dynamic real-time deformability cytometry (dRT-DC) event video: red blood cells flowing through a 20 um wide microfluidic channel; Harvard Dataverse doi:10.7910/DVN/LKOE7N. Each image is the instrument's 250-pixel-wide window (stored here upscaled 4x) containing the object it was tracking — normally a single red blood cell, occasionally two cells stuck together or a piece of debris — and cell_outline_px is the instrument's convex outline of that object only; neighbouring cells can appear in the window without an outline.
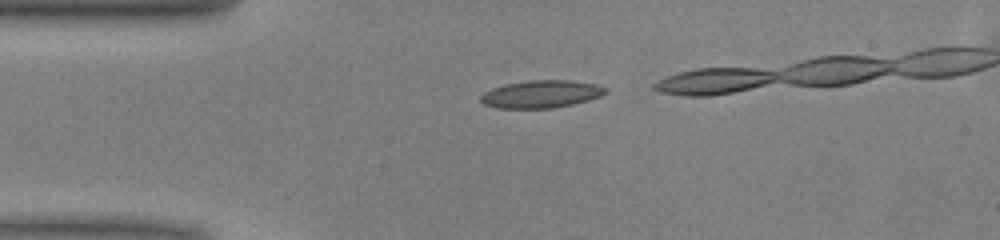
{"species": "common noctule bat (a hibernating species)", "species_latin": "Nyctalus noctula", "temperature_condition": "warm", "stored_images_in_passage": 9, "segment_of_instrument_passage": [1, 2], "camera_frame_rate_fps": 3000, "um_per_image_px": 0.085, "animal": {"sex": "male", "body_mass_g": 13.0, "forearm_length_mm": 53.1}, "frame": {"image": 1, "passage_image": 3, "time_ms": 0.667, "image_size_px": [1000, 240], "cell_outline_px": [[608, 92], [600, 96], [588, 100], [572, 104], [552, 108], [496, 108], [484, 104], [480, 100], [480, 96], [484, 92], [492, 88], [508, 84], [528, 80], [572, 80], [596, 84], [608, 88]], "centroid_in_image_um": [46.02, 7.99], "position_along_channel_um": 39.0, "area_um2": 20.06}}
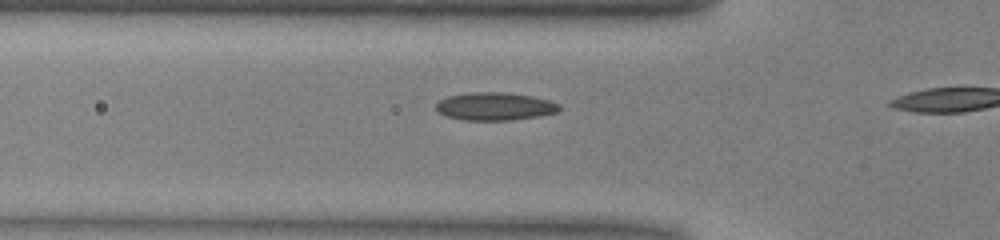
{"frame": {"image": 2, "passage_image": 8, "time_ms": 2.333, "image_size_px": [1000, 240], "cell_outline_px": [[560, 112], [540, 116], [512, 120], [464, 120], [448, 116], [440, 112], [436, 108], [436, 104], [440, 100], [448, 96], [468, 92], [504, 92], [532, 96], [548, 100], [560, 104]], "centroid_in_image_um": [42.11, 9.04], "position_along_channel_um": 83.7, "area_um2": 20.06}}